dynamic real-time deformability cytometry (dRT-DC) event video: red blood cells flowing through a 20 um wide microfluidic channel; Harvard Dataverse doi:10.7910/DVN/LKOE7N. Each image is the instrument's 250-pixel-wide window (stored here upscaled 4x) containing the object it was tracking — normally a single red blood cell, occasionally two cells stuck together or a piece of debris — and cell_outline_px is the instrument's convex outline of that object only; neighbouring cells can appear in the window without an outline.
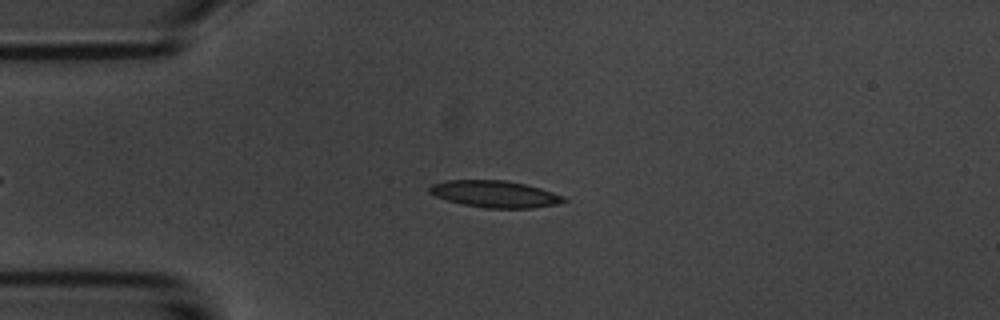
{"species": "common noctule bat (a hibernating species)", "species_latin": "Nyctalus noctula", "temperature_condition": "room temperature", "stored_images_in_passage": 3, "camera_frame_rate_fps": 3000, "um_per_image_px": 0.085, "animal": {"sex": "male", "body_mass_g": 20.1, "forearm_length_mm": 53.5}, "frame": {"image": 1, "passage_image": 2, "time_ms": 2.0, "image_size_px": [1000, 320], "cell_outline_px": [[568, 200], [556, 204], [532, 208], [484, 208], [464, 204], [448, 200], [436, 196], [428, 192], [428, 184], [444, 180], [504, 180], [524, 184], [540, 188], [564, 196]], "centroid_in_image_um": [42.02, 16.48], "position_along_channel_um": 43.0, "area_um2": 20.98}}